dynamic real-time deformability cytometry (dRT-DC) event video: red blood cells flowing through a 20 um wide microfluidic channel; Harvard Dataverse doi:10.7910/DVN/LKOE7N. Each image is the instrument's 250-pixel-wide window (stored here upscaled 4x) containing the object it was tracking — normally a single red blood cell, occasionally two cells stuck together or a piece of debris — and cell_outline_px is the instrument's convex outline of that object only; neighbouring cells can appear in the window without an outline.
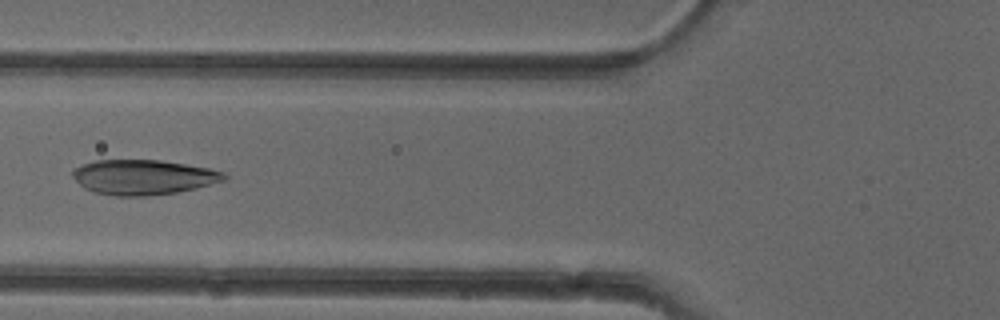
{"species": "common noctule bat (a hibernating species)", "species_latin": "Nyctalus noctula", "temperature_condition": "cold", "stored_images_in_passage": 50, "camera_frame_rate_fps": 3000, "um_per_image_px": 0.085, "animal": {"sex": "female"}, "frame": {"image": 1, "passage_image": 19, "time_ms": 6.0, "image_size_px": [1000, 320], "cell_outline_px": [[228, 180], [196, 188], [176, 192], [148, 196], [116, 196], [96, 192], [84, 188], [72, 176], [72, 168], [92, 160], [160, 160], [212, 168], [224, 172], [228, 176]], "centroid_in_image_um": [12.21, 15.05], "position_along_channel_um": 113.6, "area_um2": 31.15}}
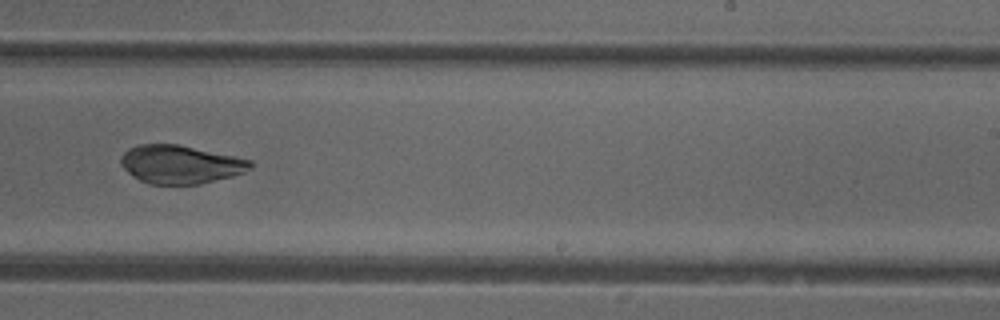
{"frame": {"image": 2, "passage_image": 31, "time_ms": 10.0, "image_size_px": [1000, 320], "cell_outline_px": [[252, 168], [244, 172], [232, 176], [200, 184], [148, 184], [132, 176], [120, 164], [120, 156], [128, 148], [140, 144], [176, 144], [236, 156], [252, 160]], "centroid_in_image_um": [15.32, 13.97], "position_along_channel_um": 273.7, "area_um2": 29.02}}
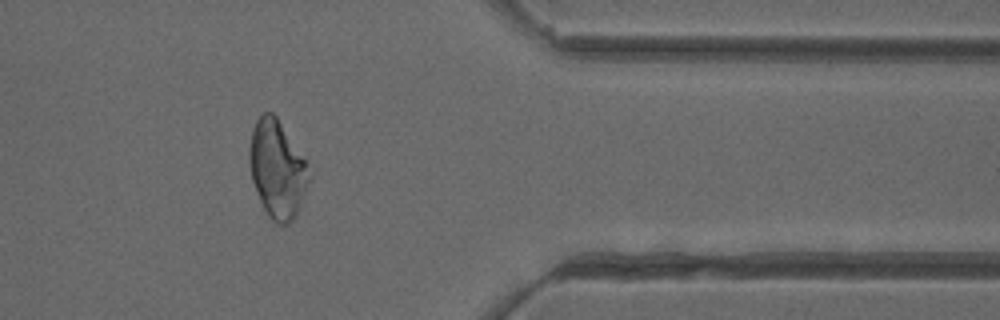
{"frame": {"image": 3, "passage_image": 41, "time_ms": 13.333, "image_size_px": [1000, 320], "cell_outline_px": [[312, 180], [296, 216], [288, 224], [276, 224], [268, 216], [260, 200], [252, 180], [248, 160], [248, 148], [252, 128], [256, 120], [264, 112], [272, 112], [276, 116], [308, 160]], "centroid_in_image_um": [23.6, 14.37], "position_along_channel_um": 387.8, "area_um2": 34.8}}